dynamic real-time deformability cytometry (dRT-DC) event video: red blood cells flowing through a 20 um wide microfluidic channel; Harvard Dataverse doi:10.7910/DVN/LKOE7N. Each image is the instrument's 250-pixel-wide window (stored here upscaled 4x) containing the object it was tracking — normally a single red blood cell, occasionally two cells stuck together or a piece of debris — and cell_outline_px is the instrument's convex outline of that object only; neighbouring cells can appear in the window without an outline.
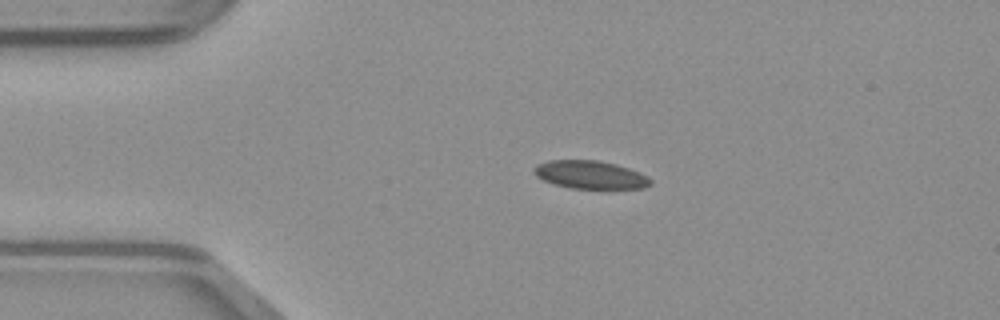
{"species": "common noctule bat (a hibernating species)", "species_latin": "Nyctalus noctula", "temperature_condition": "warm", "stored_images_in_passage": 40, "camera_frame_rate_fps": 3000, "um_per_image_px": 0.085, "animal": {"sex": "male", "body_mass_g": 23.1, "forearm_length_mm": 52.7}, "frame": {"image": 1, "passage_image": 1, "time_ms": 0.0, "image_size_px": [1000, 320], "cell_outline_px": [[652, 184], [644, 188], [572, 188], [556, 184], [544, 180], [536, 176], [532, 172], [532, 168], [536, 164], [548, 160], [600, 160], [616, 164], [640, 172], [648, 176], [652, 180]], "centroid_in_image_um": [50.17, 14.84], "position_along_channel_um": 34.8, "area_um2": 19.13}}
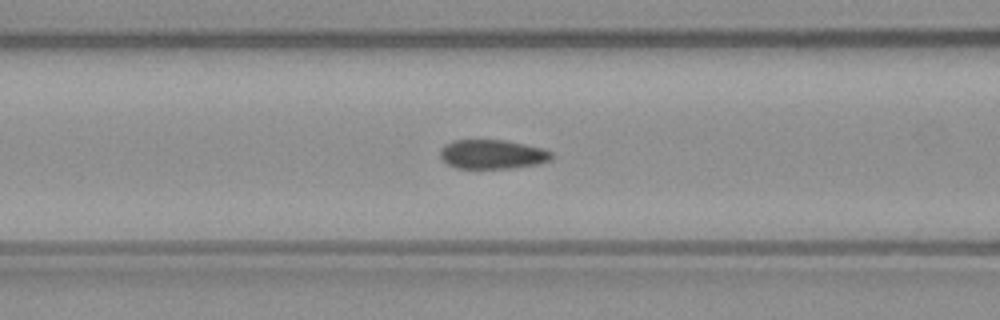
{"frame": {"image": 2, "passage_image": 10, "time_ms": 3.0, "image_size_px": [1000, 320], "cell_outline_px": [[552, 160], [540, 164], [516, 168], [456, 168], [448, 164], [440, 156], [440, 148], [444, 144], [452, 140], [504, 140], [544, 148], [552, 152]], "centroid_in_image_um": [41.87, 13.11], "position_along_channel_um": 124.7, "area_um2": 19.19}}
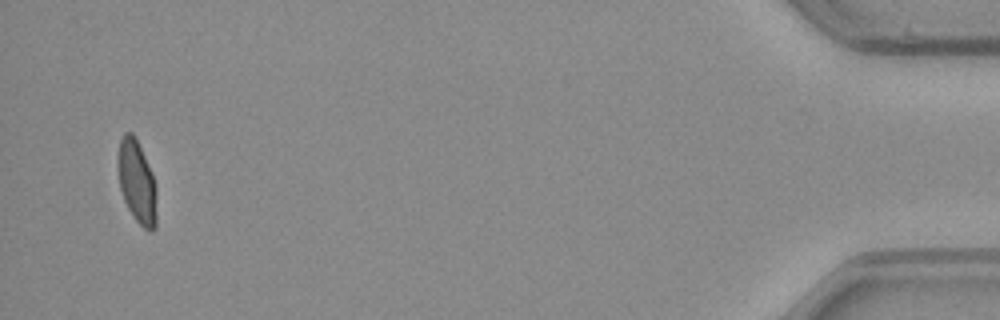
{"frame": {"image": 3, "passage_image": 38, "time_ms": 12.333, "image_size_px": [1000, 320], "cell_outline_px": [[156, 228], [152, 232], [148, 232], [136, 220], [128, 208], [124, 200], [120, 188], [116, 168], [116, 160], [120, 140], [124, 132], [132, 132], [152, 172], [156, 184]], "centroid_in_image_um": [11.62, 15.47], "position_along_channel_um": 423.6, "area_um2": 18.96}}